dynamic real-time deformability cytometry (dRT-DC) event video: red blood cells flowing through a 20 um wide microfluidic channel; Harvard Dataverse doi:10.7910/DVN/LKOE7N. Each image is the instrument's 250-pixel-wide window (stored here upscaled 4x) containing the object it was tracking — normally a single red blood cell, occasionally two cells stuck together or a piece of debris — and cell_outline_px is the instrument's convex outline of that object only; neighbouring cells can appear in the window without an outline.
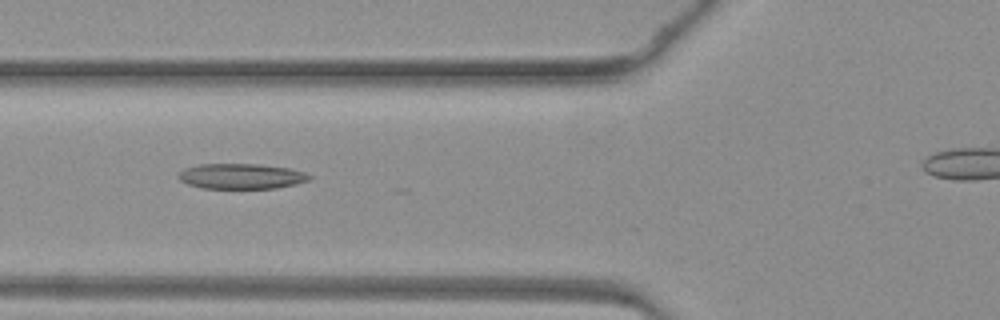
{"species": "common noctule bat (a hibernating species)", "species_latin": "Nyctalus noctula", "temperature_condition": "warm", "stored_images_in_passage": 42, "camera_frame_rate_fps": 3000, "um_per_image_px": 0.085, "animal": {"sex": "female", "body_mass_g": 19.3, "forearm_length_mm": 54.1}, "frame": {"image": 1, "passage_image": 18, "time_ms": 5.667, "image_size_px": [1000, 320], "cell_outline_px": [[312, 176], [308, 180], [296, 184], [276, 188], [200, 188], [188, 184], [180, 180], [176, 176], [184, 168], [200, 164], [260, 164], [288, 168], [304, 172]], "centroid_in_image_um": [20.48, 14.98], "position_along_channel_um": 105.3, "area_um2": 19.31}}
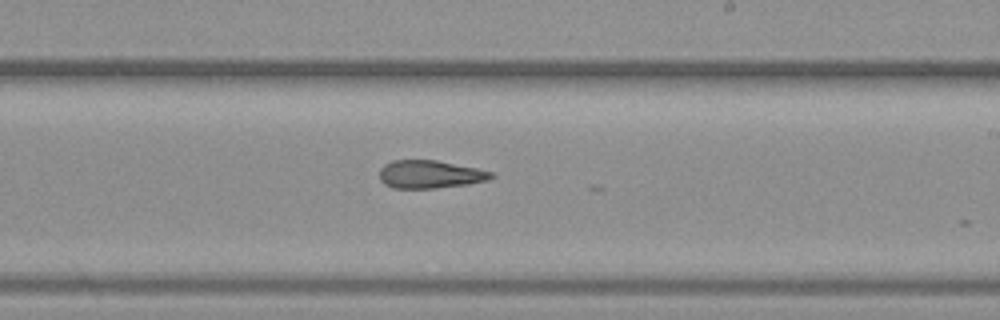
{"frame": {"image": 2, "passage_image": 28, "time_ms": 9.0, "image_size_px": [1000, 320], "cell_outline_px": [[496, 176], [488, 180], [468, 184], [436, 188], [392, 188], [384, 184], [380, 180], [380, 168], [384, 164], [392, 160], [436, 160], [476, 168], [492, 172]], "centroid_in_image_um": [36.53, 14.82], "position_along_channel_um": 252.5, "area_um2": 18.26}}
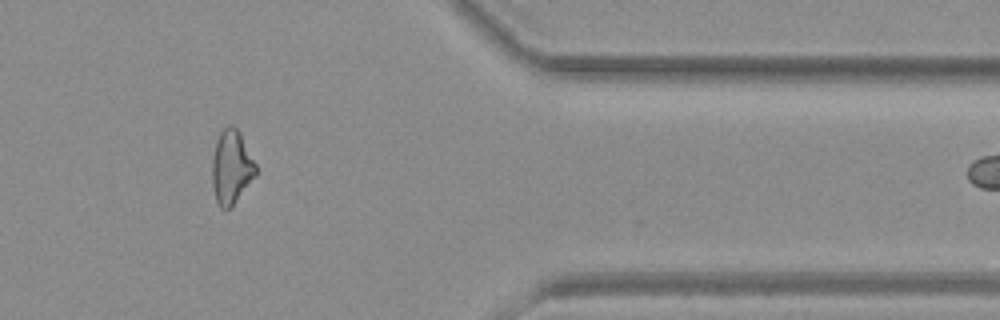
{"frame": {"image": 3, "passage_image": 39, "time_ms": 12.667, "image_size_px": [1000, 320], "cell_outline_px": [[256, 176], [232, 208], [220, 208], [216, 200], [212, 188], [212, 156], [216, 140], [220, 132], [228, 124], [232, 124], [240, 132], [256, 164]], "centroid_in_image_um": [19.66, 14.22], "position_along_channel_um": 391.7, "area_um2": 19.13}}